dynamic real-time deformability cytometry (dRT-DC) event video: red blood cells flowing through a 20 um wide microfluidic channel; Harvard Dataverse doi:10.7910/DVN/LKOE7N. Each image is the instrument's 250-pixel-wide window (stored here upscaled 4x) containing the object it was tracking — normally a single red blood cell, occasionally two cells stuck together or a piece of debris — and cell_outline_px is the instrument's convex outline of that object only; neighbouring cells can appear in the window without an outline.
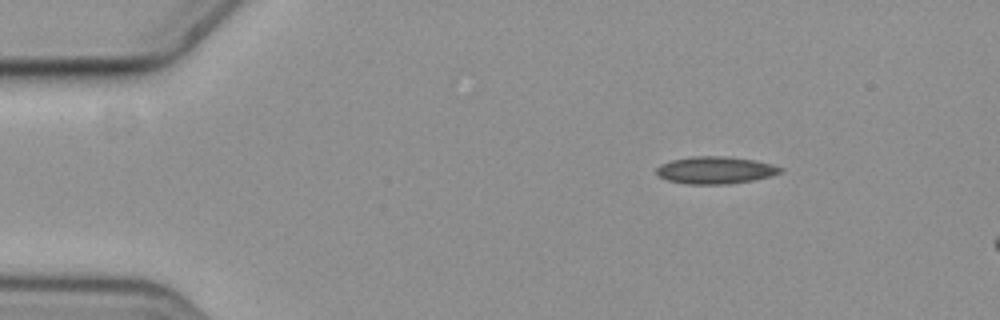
{"species": "common noctule bat (a hibernating species)", "species_latin": "Nyctalus noctula", "temperature_condition": "cold", "stored_images_in_passage": 11, "camera_frame_rate_fps": 3000, "um_per_image_px": 0.085, "animal": {"sex": "female", "body_mass_g": 19.3, "forearm_length_mm": 54.1}, "frame": {"image": 1, "passage_image": 1, "time_ms": 0.0, "image_size_px": [1000, 320], "cell_outline_px": [[784, 172], [772, 176], [752, 180], [728, 184], [688, 184], [668, 180], [660, 176], [656, 172], [656, 168], [660, 164], [672, 160], [692, 156], [728, 156], [756, 160], [772, 164], [784, 168]], "centroid_in_image_um": [60.86, 14.45], "position_along_channel_um": 24.1, "area_um2": 19.83}}
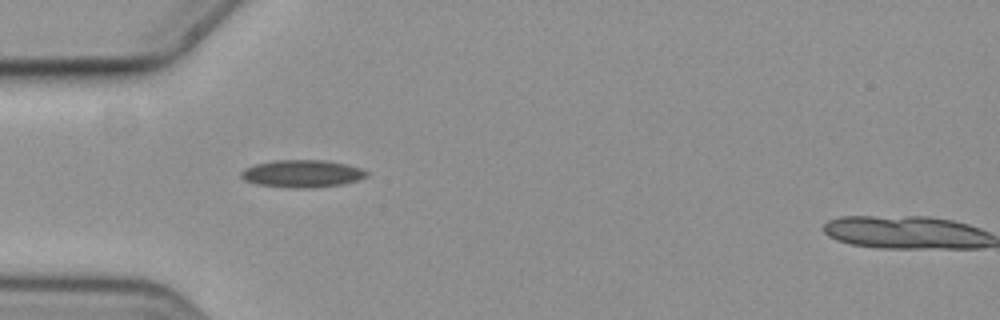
{"frame": {"image": 2, "passage_image": 10, "time_ms": 3.0, "image_size_px": [1000, 320], "cell_outline_px": [[368, 176], [356, 180], [340, 184], [312, 188], [292, 188], [256, 184], [244, 180], [240, 176], [240, 172], [244, 168], [256, 164], [276, 160], [324, 160], [348, 164], [360, 168], [368, 172]], "centroid_in_image_um": [25.66, 14.76], "position_along_channel_um": 59.3, "area_um2": 20.06}}